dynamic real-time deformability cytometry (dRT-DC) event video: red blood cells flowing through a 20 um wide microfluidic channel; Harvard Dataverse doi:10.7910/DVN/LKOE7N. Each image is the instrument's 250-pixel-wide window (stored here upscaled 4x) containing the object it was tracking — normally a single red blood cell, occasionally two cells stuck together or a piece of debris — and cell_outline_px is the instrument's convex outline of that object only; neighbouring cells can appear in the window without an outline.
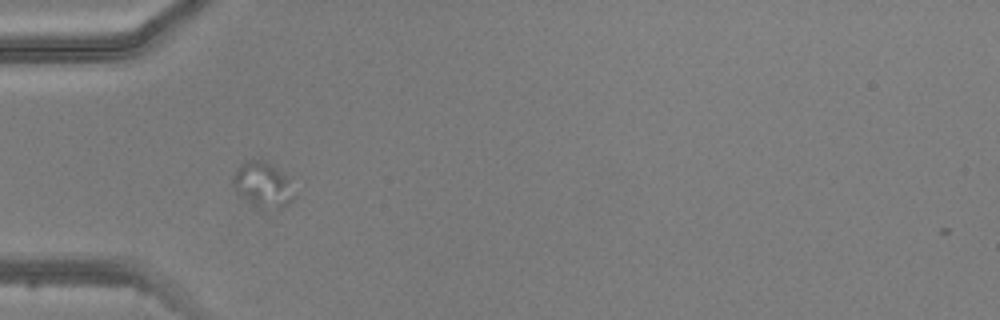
{"species": "common noctule bat (a hibernating species)", "species_latin": "Nyctalus noctula", "temperature_condition": "warm", "stored_images_in_passage": 3, "camera_frame_rate_fps": 3000, "um_per_image_px": 0.085, "animal": {"sex": "male", "body_mass_g": 20.5, "forearm_length_mm": 52.5}, "frame": {"image": 1, "passage_image": 2, "time_ms": 1.0, "image_size_px": [1000, 320], "cell_outline_px": [[296, 196], [288, 204], [280, 208], [276, 208], [260, 204], [240, 196], [232, 188], [232, 176], [240, 164], [244, 160], [268, 160], [292, 176]], "centroid_in_image_um": [22.42, 15.6], "position_along_channel_um": 62.6, "area_um2": 16.53}}
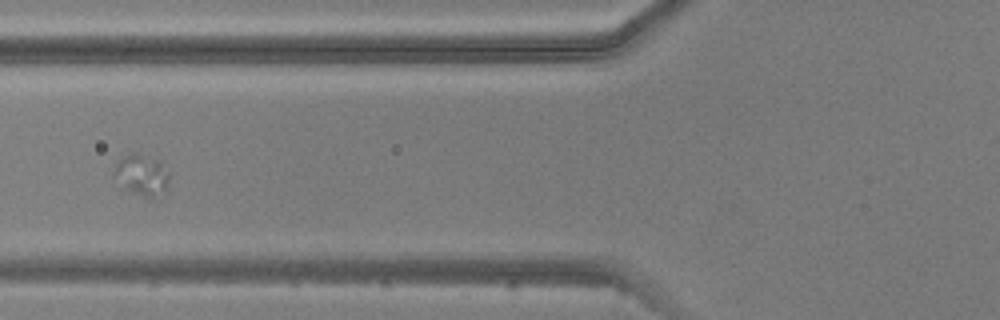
{"frame": {"image": 2, "passage_image": 3, "time_ms": 2.333, "image_size_px": [1000, 320], "cell_outline_px": [[168, 188], [160, 200], [156, 200], [132, 192], [124, 188], [112, 172], [116, 164], [124, 156], [132, 152], [136, 152], [160, 160], [168, 172]], "centroid_in_image_um": [12.11, 14.9], "position_along_channel_um": 113.7, "area_um2": 13.53}}